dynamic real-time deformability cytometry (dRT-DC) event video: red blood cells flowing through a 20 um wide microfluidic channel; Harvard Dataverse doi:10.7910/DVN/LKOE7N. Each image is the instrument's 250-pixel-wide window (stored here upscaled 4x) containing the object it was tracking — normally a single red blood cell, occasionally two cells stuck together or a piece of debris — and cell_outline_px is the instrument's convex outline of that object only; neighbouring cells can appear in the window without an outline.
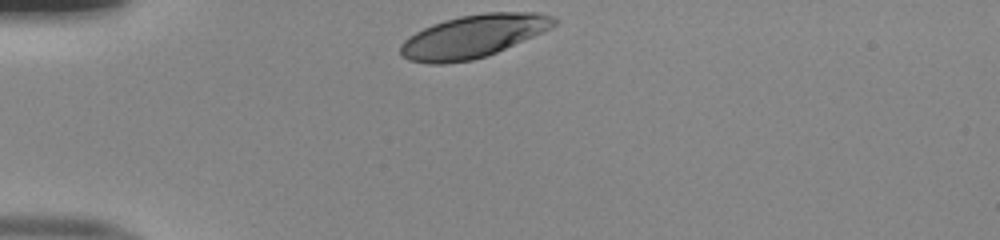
{"species": "human", "species_latin": "Homo sapiens", "temperature_condition": "room temperature", "stored_images_in_passage": 30, "camera_frame_rate_fps": 3000, "um_per_image_px": 0.085, "donor": {"sex": "male"}, "frame": {"image": 1, "passage_image": 1, "time_ms": 0.0, "image_size_px": [1000, 240], "cell_outline_px": [[560, 20], [556, 24], [532, 36], [496, 52], [472, 60], [444, 64], [428, 64], [408, 60], [400, 56], [400, 44], [408, 36], [432, 24], [444, 20], [460, 16], [484, 12], [536, 12], [556, 16]], "centroid_in_image_um": [40.18, 3.08], "position_along_channel_um": 44.8, "area_um2": 38.26}}
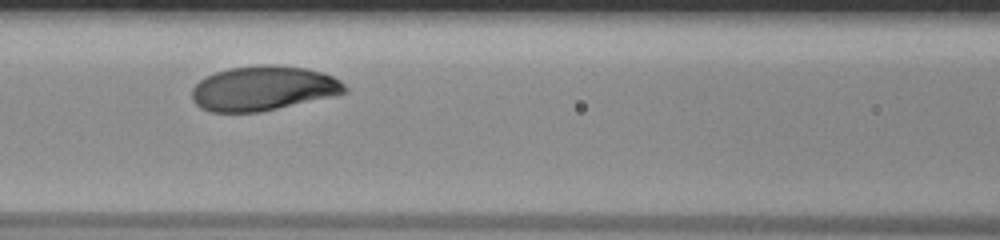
{"frame": {"image": 2, "passage_image": 11, "time_ms": 3.333, "image_size_px": [1000, 240], "cell_outline_px": [[348, 92], [336, 96], [260, 112], [208, 112], [200, 108], [192, 100], [192, 88], [204, 76], [228, 68], [260, 64], [272, 64], [304, 68], [320, 72], [332, 76], [340, 80], [348, 88]], "centroid_in_image_um": [22.37, 7.51], "position_along_channel_um": 144.2, "area_um2": 40.17}}
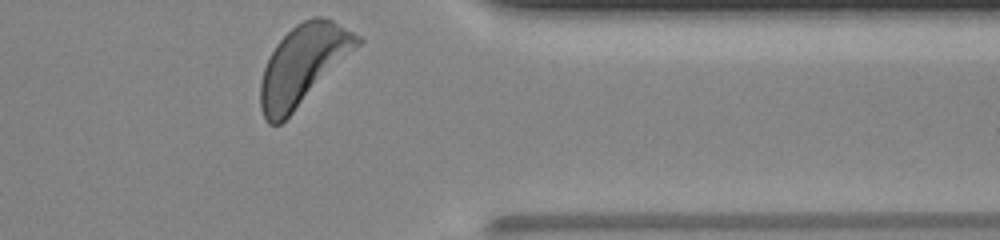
{"frame": {"image": 3, "passage_image": 30, "time_ms": 9.667, "image_size_px": [1000, 240], "cell_outline_px": [[364, 40], [280, 124], [268, 124], [264, 120], [260, 108], [260, 80], [264, 68], [276, 44], [296, 24], [312, 16], [324, 16], [332, 20], [360, 36]], "centroid_in_image_um": [25.73, 5.49], "position_along_channel_um": 385.7, "area_um2": 43.93}, "authors_computed_cell_mechanics": {"area_um2": 40.171, "velocity_mm_per_s": 3.9532, "shape_relaxation_time_tau1_ms": 1.5712, "shape_relaxation_time_tau2_ms": null, "deformation_change_tau1": 0.1432, "deformation_change_tau2": null}}